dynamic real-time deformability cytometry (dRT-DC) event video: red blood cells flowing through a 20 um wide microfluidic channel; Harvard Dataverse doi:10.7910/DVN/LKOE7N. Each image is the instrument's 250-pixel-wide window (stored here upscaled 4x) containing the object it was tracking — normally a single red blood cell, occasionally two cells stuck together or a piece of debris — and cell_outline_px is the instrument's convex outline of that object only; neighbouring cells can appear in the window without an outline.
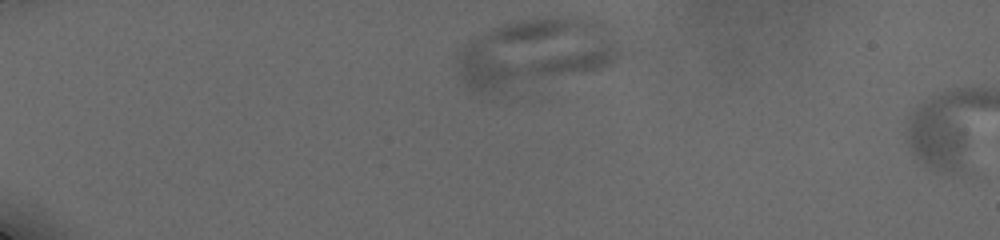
{"species": "human", "species_latin": "Homo sapiens", "temperature_condition": "cold", "stored_images_in_passage": 6, "camera_frame_rate_fps": 3000, "um_per_image_px": 0.085, "donor": {"sex": "male"}, "frame": {"image": 1, "passage_image": 1, "time_ms": 0.0, "image_size_px": [1000, 240], "cell_outline_px": [[632, 52], [628, 56], [616, 64], [600, 68], [488, 92], [472, 92], [464, 80], [460, 72], [456, 60], [456, 52], [464, 44], [476, 36], [492, 28], [504, 24], [524, 20], [604, 20], [612, 24], [632, 48]], "centroid_in_image_um": [45.76, 4.45], "position_along_channel_um": 39.2, "area_um2": 65.43}}